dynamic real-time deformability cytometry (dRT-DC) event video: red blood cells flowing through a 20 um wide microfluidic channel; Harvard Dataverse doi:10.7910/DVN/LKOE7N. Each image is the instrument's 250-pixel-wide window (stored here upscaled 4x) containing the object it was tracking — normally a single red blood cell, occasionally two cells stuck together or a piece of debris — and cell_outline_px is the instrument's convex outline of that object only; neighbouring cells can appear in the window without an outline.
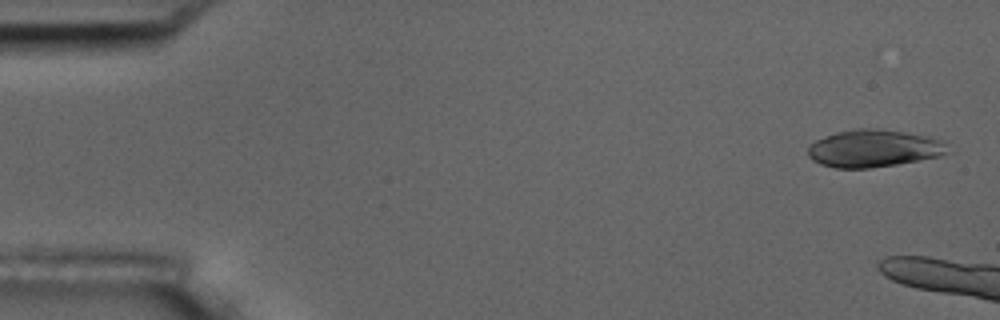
{"species": "common noctule bat (a hibernating species)", "species_latin": "Nyctalus noctula", "temperature_condition": "room temperature", "stored_images_in_passage": 4, "camera_frame_rate_fps": 3000, "um_per_image_px": 0.085, "animal": {"sex": "male", "body_mass_g": 17.5, "forearm_length_mm": 52.3}, "frame": {"image": 1, "passage_image": 1, "time_ms": 0.0, "image_size_px": [1000, 320], "cell_outline_px": [[952, 152], [944, 156], [896, 164], [868, 168], [836, 168], [820, 164], [812, 160], [808, 156], [808, 148], [816, 140], [836, 132], [856, 128], [876, 128], [904, 132], [928, 136], [940, 140]], "centroid_in_image_um": [74.29, 12.62], "position_along_channel_um": 10.7, "area_um2": 30.52}}